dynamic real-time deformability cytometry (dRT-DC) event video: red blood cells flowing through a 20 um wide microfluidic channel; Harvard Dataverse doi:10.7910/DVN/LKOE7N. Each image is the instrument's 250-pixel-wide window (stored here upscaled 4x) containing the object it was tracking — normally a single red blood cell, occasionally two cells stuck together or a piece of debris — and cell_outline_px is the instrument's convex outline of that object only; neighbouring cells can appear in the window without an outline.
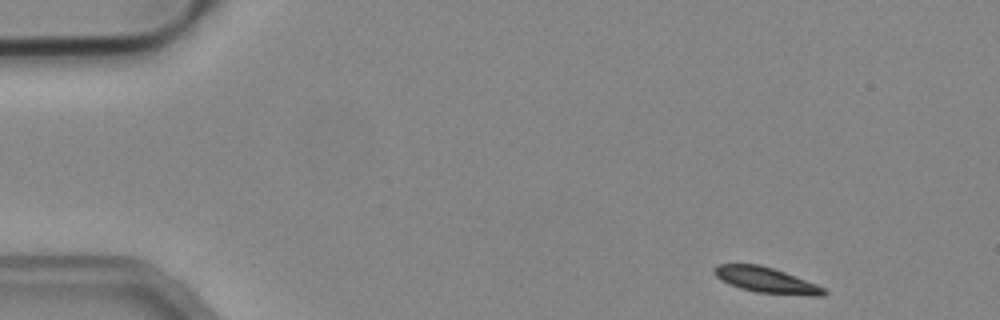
{"species": "common noctule bat (a hibernating species)", "species_latin": "Nyctalus noctula", "temperature_condition": "cold", "stored_images_in_passage": 10, "camera_frame_rate_fps": 3000, "um_per_image_px": 0.085, "animal": {"sex": "male", "body_mass_g": 19.2, "forearm_length_mm": 51.8}, "frame": {"image": 1, "passage_image": 1, "time_ms": 0.0, "image_size_px": [1000, 320], "cell_outline_px": [[828, 292], [824, 296], [808, 296], [756, 292], [740, 288], [728, 284], [720, 280], [712, 272], [712, 268], [716, 264], [760, 264], [784, 272], [816, 284], [824, 288]], "centroid_in_image_um": [65.09, 23.81], "position_along_channel_um": 19.9, "area_um2": 16.47}}